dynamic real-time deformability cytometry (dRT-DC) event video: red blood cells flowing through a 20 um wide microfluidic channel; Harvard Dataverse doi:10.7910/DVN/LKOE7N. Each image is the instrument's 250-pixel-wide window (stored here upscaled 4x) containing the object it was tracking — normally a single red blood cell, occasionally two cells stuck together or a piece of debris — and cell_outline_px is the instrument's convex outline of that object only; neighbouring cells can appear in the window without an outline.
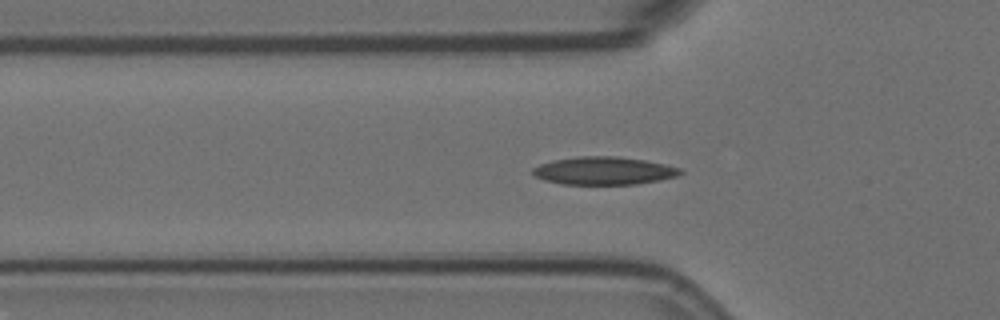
{"species": "Egyptian fruit bat (a non-hibernating species)", "species_latin": "Rousettus aegyptiacus", "temperature_condition": "room temperature", "stored_images_in_passage": 50, "camera_frame_rate_fps": 3000, "um_per_image_px": 0.085, "animal": {"sex": "female"}, "frame": {"image": 1, "passage_image": 18, "time_ms": 5.667, "image_size_px": [1000, 320], "cell_outline_px": [[684, 172], [676, 176], [660, 180], [636, 184], [560, 184], [544, 180], [536, 176], [532, 172], [532, 168], [540, 164], [552, 160], [580, 156], [616, 156], [644, 160], [664, 164], [680, 168]], "centroid_in_image_um": [51.31, 14.51], "position_along_channel_um": 74.5, "area_um2": 23.93}}
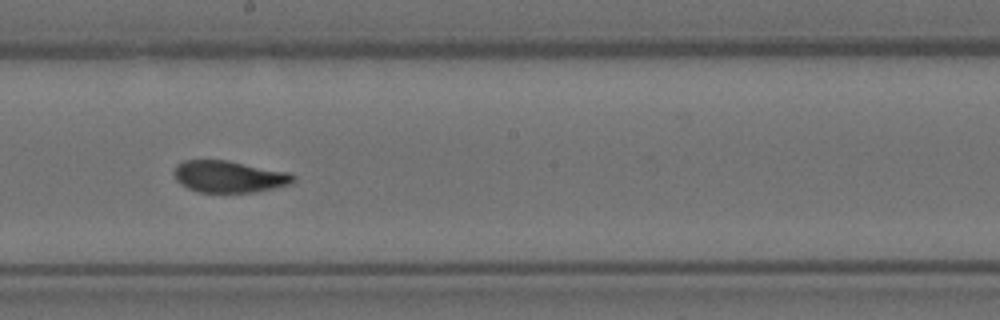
{"frame": {"image": 2, "passage_image": 31, "time_ms": 10.0, "image_size_px": [1000, 320], "cell_outline_px": [[296, 180], [288, 184], [256, 192], [200, 192], [188, 188], [180, 184], [176, 180], [172, 172], [176, 164], [184, 160], [228, 160], [288, 172], [296, 176]], "centroid_in_image_um": [19.43, 15.0], "position_along_channel_um": 228.8, "area_um2": 22.14}}
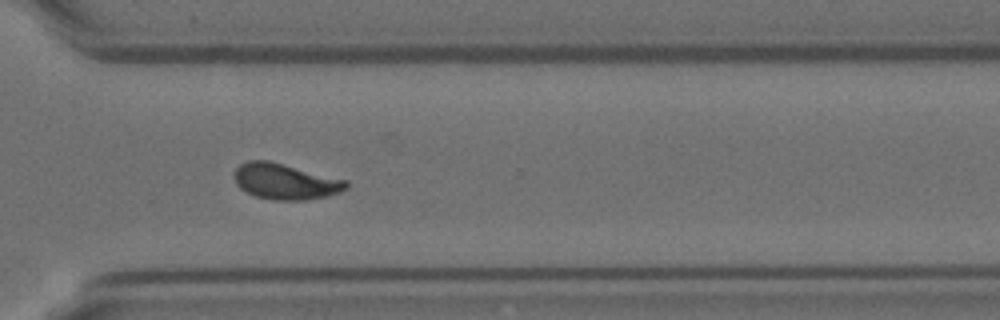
{"frame": {"image": 3, "passage_image": 41, "time_ms": 13.333, "image_size_px": [1000, 320], "cell_outline_px": [[348, 188], [340, 192], [328, 196], [304, 200], [272, 200], [256, 196], [240, 188], [236, 184], [236, 168], [240, 164], [248, 160], [268, 160], [348, 180]], "centroid_in_image_um": [24.29, 15.42], "position_along_channel_um": 346.3, "area_um2": 23.29}, "authors_computed_cell_mechanics": {"area_um2": 22.3975, "velocity_mm_per_s": 3.5336, "shape_relaxation_time_tau1_ms": 6.6519, "shape_relaxation_time_tau2_ms": 0.8714, "deformation_change_tau1": 0.1829, "deformation_change_tau2": 0.0573}}